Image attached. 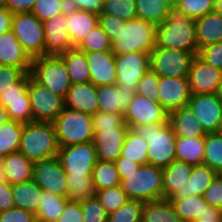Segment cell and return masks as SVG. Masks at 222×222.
<instances>
[{"instance_id":"obj_1","label":"cell","mask_w":222,"mask_h":222,"mask_svg":"<svg viewBox=\"0 0 222 222\" xmlns=\"http://www.w3.org/2000/svg\"><path fill=\"white\" fill-rule=\"evenodd\" d=\"M156 46L179 49L198 55L195 20L172 6L166 20L156 27Z\"/></svg>"},{"instance_id":"obj_2","label":"cell","mask_w":222,"mask_h":222,"mask_svg":"<svg viewBox=\"0 0 222 222\" xmlns=\"http://www.w3.org/2000/svg\"><path fill=\"white\" fill-rule=\"evenodd\" d=\"M148 142L147 164L165 168L176 160V139L169 123L138 125L129 128Z\"/></svg>"},{"instance_id":"obj_3","label":"cell","mask_w":222,"mask_h":222,"mask_svg":"<svg viewBox=\"0 0 222 222\" xmlns=\"http://www.w3.org/2000/svg\"><path fill=\"white\" fill-rule=\"evenodd\" d=\"M121 188L127 197L143 202L163 199V168L150 164L131 173H119Z\"/></svg>"},{"instance_id":"obj_4","label":"cell","mask_w":222,"mask_h":222,"mask_svg":"<svg viewBox=\"0 0 222 222\" xmlns=\"http://www.w3.org/2000/svg\"><path fill=\"white\" fill-rule=\"evenodd\" d=\"M156 27L155 24L140 18L122 20L117 37L111 41V51L115 55L133 52L150 53L156 46Z\"/></svg>"},{"instance_id":"obj_5","label":"cell","mask_w":222,"mask_h":222,"mask_svg":"<svg viewBox=\"0 0 222 222\" xmlns=\"http://www.w3.org/2000/svg\"><path fill=\"white\" fill-rule=\"evenodd\" d=\"M58 150L53 123L30 122L23 125L18 152L33 163L56 157Z\"/></svg>"},{"instance_id":"obj_6","label":"cell","mask_w":222,"mask_h":222,"mask_svg":"<svg viewBox=\"0 0 222 222\" xmlns=\"http://www.w3.org/2000/svg\"><path fill=\"white\" fill-rule=\"evenodd\" d=\"M59 147L93 141L92 116L64 107L53 123Z\"/></svg>"},{"instance_id":"obj_7","label":"cell","mask_w":222,"mask_h":222,"mask_svg":"<svg viewBox=\"0 0 222 222\" xmlns=\"http://www.w3.org/2000/svg\"><path fill=\"white\" fill-rule=\"evenodd\" d=\"M30 76L63 99L72 84L66 66L59 55L33 58Z\"/></svg>"},{"instance_id":"obj_8","label":"cell","mask_w":222,"mask_h":222,"mask_svg":"<svg viewBox=\"0 0 222 222\" xmlns=\"http://www.w3.org/2000/svg\"><path fill=\"white\" fill-rule=\"evenodd\" d=\"M11 30L32 59L45 55L43 22L32 13L14 14Z\"/></svg>"},{"instance_id":"obj_9","label":"cell","mask_w":222,"mask_h":222,"mask_svg":"<svg viewBox=\"0 0 222 222\" xmlns=\"http://www.w3.org/2000/svg\"><path fill=\"white\" fill-rule=\"evenodd\" d=\"M194 57L188 51L155 46L150 52L151 69L159 77L188 78Z\"/></svg>"},{"instance_id":"obj_10","label":"cell","mask_w":222,"mask_h":222,"mask_svg":"<svg viewBox=\"0 0 222 222\" xmlns=\"http://www.w3.org/2000/svg\"><path fill=\"white\" fill-rule=\"evenodd\" d=\"M27 90L32 110V122L54 123L64 108V99L35 81L30 73Z\"/></svg>"},{"instance_id":"obj_11","label":"cell","mask_w":222,"mask_h":222,"mask_svg":"<svg viewBox=\"0 0 222 222\" xmlns=\"http://www.w3.org/2000/svg\"><path fill=\"white\" fill-rule=\"evenodd\" d=\"M66 175L92 176L97 162V151L93 141L59 147L58 155Z\"/></svg>"},{"instance_id":"obj_12","label":"cell","mask_w":222,"mask_h":222,"mask_svg":"<svg viewBox=\"0 0 222 222\" xmlns=\"http://www.w3.org/2000/svg\"><path fill=\"white\" fill-rule=\"evenodd\" d=\"M116 85L134 89L141 78L151 69L150 53L133 52L115 55Z\"/></svg>"},{"instance_id":"obj_13","label":"cell","mask_w":222,"mask_h":222,"mask_svg":"<svg viewBox=\"0 0 222 222\" xmlns=\"http://www.w3.org/2000/svg\"><path fill=\"white\" fill-rule=\"evenodd\" d=\"M124 122L130 127L138 125H153L168 123L169 113L156 101L135 94L125 110Z\"/></svg>"},{"instance_id":"obj_14","label":"cell","mask_w":222,"mask_h":222,"mask_svg":"<svg viewBox=\"0 0 222 222\" xmlns=\"http://www.w3.org/2000/svg\"><path fill=\"white\" fill-rule=\"evenodd\" d=\"M187 106L206 134L222 132V101L217 94H192Z\"/></svg>"},{"instance_id":"obj_15","label":"cell","mask_w":222,"mask_h":222,"mask_svg":"<svg viewBox=\"0 0 222 222\" xmlns=\"http://www.w3.org/2000/svg\"><path fill=\"white\" fill-rule=\"evenodd\" d=\"M33 180L43 191L58 196H67V179L59 158L41 160L33 163Z\"/></svg>"},{"instance_id":"obj_16","label":"cell","mask_w":222,"mask_h":222,"mask_svg":"<svg viewBox=\"0 0 222 222\" xmlns=\"http://www.w3.org/2000/svg\"><path fill=\"white\" fill-rule=\"evenodd\" d=\"M159 103L170 114L188 105L192 95L189 79L180 77H160Z\"/></svg>"},{"instance_id":"obj_17","label":"cell","mask_w":222,"mask_h":222,"mask_svg":"<svg viewBox=\"0 0 222 222\" xmlns=\"http://www.w3.org/2000/svg\"><path fill=\"white\" fill-rule=\"evenodd\" d=\"M188 79L192 94H216L222 81V71L195 55Z\"/></svg>"},{"instance_id":"obj_18","label":"cell","mask_w":222,"mask_h":222,"mask_svg":"<svg viewBox=\"0 0 222 222\" xmlns=\"http://www.w3.org/2000/svg\"><path fill=\"white\" fill-rule=\"evenodd\" d=\"M67 13L57 14L43 22L45 55H60L74 48L69 38Z\"/></svg>"},{"instance_id":"obj_19","label":"cell","mask_w":222,"mask_h":222,"mask_svg":"<svg viewBox=\"0 0 222 222\" xmlns=\"http://www.w3.org/2000/svg\"><path fill=\"white\" fill-rule=\"evenodd\" d=\"M128 130L129 126L124 122L120 127L101 129L99 133H94L97 159L115 162L121 155Z\"/></svg>"},{"instance_id":"obj_20","label":"cell","mask_w":222,"mask_h":222,"mask_svg":"<svg viewBox=\"0 0 222 222\" xmlns=\"http://www.w3.org/2000/svg\"><path fill=\"white\" fill-rule=\"evenodd\" d=\"M135 94L134 89L116 84L97 86L98 111L124 114Z\"/></svg>"},{"instance_id":"obj_21","label":"cell","mask_w":222,"mask_h":222,"mask_svg":"<svg viewBox=\"0 0 222 222\" xmlns=\"http://www.w3.org/2000/svg\"><path fill=\"white\" fill-rule=\"evenodd\" d=\"M91 82L95 86L116 84L115 54L112 51L86 53Z\"/></svg>"},{"instance_id":"obj_22","label":"cell","mask_w":222,"mask_h":222,"mask_svg":"<svg viewBox=\"0 0 222 222\" xmlns=\"http://www.w3.org/2000/svg\"><path fill=\"white\" fill-rule=\"evenodd\" d=\"M64 107L92 116L98 111L97 86L92 82L71 84Z\"/></svg>"},{"instance_id":"obj_23","label":"cell","mask_w":222,"mask_h":222,"mask_svg":"<svg viewBox=\"0 0 222 222\" xmlns=\"http://www.w3.org/2000/svg\"><path fill=\"white\" fill-rule=\"evenodd\" d=\"M32 58L23 49L12 30L0 35V65L20 68L30 73Z\"/></svg>"},{"instance_id":"obj_24","label":"cell","mask_w":222,"mask_h":222,"mask_svg":"<svg viewBox=\"0 0 222 222\" xmlns=\"http://www.w3.org/2000/svg\"><path fill=\"white\" fill-rule=\"evenodd\" d=\"M69 38L76 47L94 28L99 25V14L68 7L66 10Z\"/></svg>"},{"instance_id":"obj_25","label":"cell","mask_w":222,"mask_h":222,"mask_svg":"<svg viewBox=\"0 0 222 222\" xmlns=\"http://www.w3.org/2000/svg\"><path fill=\"white\" fill-rule=\"evenodd\" d=\"M168 123L172 127L175 135L181 138L205 137L202 124L195 117L188 106H184L169 114Z\"/></svg>"},{"instance_id":"obj_26","label":"cell","mask_w":222,"mask_h":222,"mask_svg":"<svg viewBox=\"0 0 222 222\" xmlns=\"http://www.w3.org/2000/svg\"><path fill=\"white\" fill-rule=\"evenodd\" d=\"M218 173L206 164L193 166L188 183L183 189L176 190L169 198H184L187 196H203Z\"/></svg>"},{"instance_id":"obj_27","label":"cell","mask_w":222,"mask_h":222,"mask_svg":"<svg viewBox=\"0 0 222 222\" xmlns=\"http://www.w3.org/2000/svg\"><path fill=\"white\" fill-rule=\"evenodd\" d=\"M6 181L10 185L33 179V162L24 154L15 152L2 157Z\"/></svg>"},{"instance_id":"obj_28","label":"cell","mask_w":222,"mask_h":222,"mask_svg":"<svg viewBox=\"0 0 222 222\" xmlns=\"http://www.w3.org/2000/svg\"><path fill=\"white\" fill-rule=\"evenodd\" d=\"M193 165L175 160L163 168V199H168L176 190H181L188 183Z\"/></svg>"},{"instance_id":"obj_29","label":"cell","mask_w":222,"mask_h":222,"mask_svg":"<svg viewBox=\"0 0 222 222\" xmlns=\"http://www.w3.org/2000/svg\"><path fill=\"white\" fill-rule=\"evenodd\" d=\"M195 26L199 50L222 41V17L215 11L196 19Z\"/></svg>"},{"instance_id":"obj_30","label":"cell","mask_w":222,"mask_h":222,"mask_svg":"<svg viewBox=\"0 0 222 222\" xmlns=\"http://www.w3.org/2000/svg\"><path fill=\"white\" fill-rule=\"evenodd\" d=\"M59 56L66 66L72 84L91 82L90 68L85 52L74 47Z\"/></svg>"},{"instance_id":"obj_31","label":"cell","mask_w":222,"mask_h":222,"mask_svg":"<svg viewBox=\"0 0 222 222\" xmlns=\"http://www.w3.org/2000/svg\"><path fill=\"white\" fill-rule=\"evenodd\" d=\"M11 190L16 207L36 214L43 190L33 179L11 185Z\"/></svg>"},{"instance_id":"obj_32","label":"cell","mask_w":222,"mask_h":222,"mask_svg":"<svg viewBox=\"0 0 222 222\" xmlns=\"http://www.w3.org/2000/svg\"><path fill=\"white\" fill-rule=\"evenodd\" d=\"M205 137L176 139V160L193 166L203 164L205 156Z\"/></svg>"},{"instance_id":"obj_33","label":"cell","mask_w":222,"mask_h":222,"mask_svg":"<svg viewBox=\"0 0 222 222\" xmlns=\"http://www.w3.org/2000/svg\"><path fill=\"white\" fill-rule=\"evenodd\" d=\"M141 222H183L168 199L144 202Z\"/></svg>"},{"instance_id":"obj_34","label":"cell","mask_w":222,"mask_h":222,"mask_svg":"<svg viewBox=\"0 0 222 222\" xmlns=\"http://www.w3.org/2000/svg\"><path fill=\"white\" fill-rule=\"evenodd\" d=\"M174 211L183 222L198 219L209 206L203 196H187L184 198H168Z\"/></svg>"},{"instance_id":"obj_35","label":"cell","mask_w":222,"mask_h":222,"mask_svg":"<svg viewBox=\"0 0 222 222\" xmlns=\"http://www.w3.org/2000/svg\"><path fill=\"white\" fill-rule=\"evenodd\" d=\"M68 201L67 197L42 191L39 207L36 212L37 222H57Z\"/></svg>"},{"instance_id":"obj_36","label":"cell","mask_w":222,"mask_h":222,"mask_svg":"<svg viewBox=\"0 0 222 222\" xmlns=\"http://www.w3.org/2000/svg\"><path fill=\"white\" fill-rule=\"evenodd\" d=\"M171 7L170 0H136L137 18L157 26L166 20Z\"/></svg>"},{"instance_id":"obj_37","label":"cell","mask_w":222,"mask_h":222,"mask_svg":"<svg viewBox=\"0 0 222 222\" xmlns=\"http://www.w3.org/2000/svg\"><path fill=\"white\" fill-rule=\"evenodd\" d=\"M67 179V199L82 202L89 198L96 197V187L92 176H72L66 175Z\"/></svg>"},{"instance_id":"obj_38","label":"cell","mask_w":222,"mask_h":222,"mask_svg":"<svg viewBox=\"0 0 222 222\" xmlns=\"http://www.w3.org/2000/svg\"><path fill=\"white\" fill-rule=\"evenodd\" d=\"M23 123L9 120L0 127V156L18 152Z\"/></svg>"},{"instance_id":"obj_39","label":"cell","mask_w":222,"mask_h":222,"mask_svg":"<svg viewBox=\"0 0 222 222\" xmlns=\"http://www.w3.org/2000/svg\"><path fill=\"white\" fill-rule=\"evenodd\" d=\"M96 190L115 187L121 184L119 172L114 162L97 160L92 171Z\"/></svg>"},{"instance_id":"obj_40","label":"cell","mask_w":222,"mask_h":222,"mask_svg":"<svg viewBox=\"0 0 222 222\" xmlns=\"http://www.w3.org/2000/svg\"><path fill=\"white\" fill-rule=\"evenodd\" d=\"M147 149L148 142L129 129L120 156L141 165L147 164Z\"/></svg>"},{"instance_id":"obj_41","label":"cell","mask_w":222,"mask_h":222,"mask_svg":"<svg viewBox=\"0 0 222 222\" xmlns=\"http://www.w3.org/2000/svg\"><path fill=\"white\" fill-rule=\"evenodd\" d=\"M205 156L203 164L217 173L222 171V132L207 133L205 136Z\"/></svg>"},{"instance_id":"obj_42","label":"cell","mask_w":222,"mask_h":222,"mask_svg":"<svg viewBox=\"0 0 222 222\" xmlns=\"http://www.w3.org/2000/svg\"><path fill=\"white\" fill-rule=\"evenodd\" d=\"M111 40L98 25L76 46V48L85 53L111 51Z\"/></svg>"},{"instance_id":"obj_43","label":"cell","mask_w":222,"mask_h":222,"mask_svg":"<svg viewBox=\"0 0 222 222\" xmlns=\"http://www.w3.org/2000/svg\"><path fill=\"white\" fill-rule=\"evenodd\" d=\"M144 202L128 199L125 204L108 214L107 222H141Z\"/></svg>"},{"instance_id":"obj_44","label":"cell","mask_w":222,"mask_h":222,"mask_svg":"<svg viewBox=\"0 0 222 222\" xmlns=\"http://www.w3.org/2000/svg\"><path fill=\"white\" fill-rule=\"evenodd\" d=\"M96 197L108 214L120 208L129 199L120 185L97 190Z\"/></svg>"},{"instance_id":"obj_45","label":"cell","mask_w":222,"mask_h":222,"mask_svg":"<svg viewBox=\"0 0 222 222\" xmlns=\"http://www.w3.org/2000/svg\"><path fill=\"white\" fill-rule=\"evenodd\" d=\"M68 9L67 0H36L31 13L41 22L51 19Z\"/></svg>"},{"instance_id":"obj_46","label":"cell","mask_w":222,"mask_h":222,"mask_svg":"<svg viewBox=\"0 0 222 222\" xmlns=\"http://www.w3.org/2000/svg\"><path fill=\"white\" fill-rule=\"evenodd\" d=\"M101 13H108L129 21L137 18L136 0H104Z\"/></svg>"},{"instance_id":"obj_47","label":"cell","mask_w":222,"mask_h":222,"mask_svg":"<svg viewBox=\"0 0 222 222\" xmlns=\"http://www.w3.org/2000/svg\"><path fill=\"white\" fill-rule=\"evenodd\" d=\"M9 119L23 124L32 122L30 99L6 100Z\"/></svg>"},{"instance_id":"obj_48","label":"cell","mask_w":222,"mask_h":222,"mask_svg":"<svg viewBox=\"0 0 222 222\" xmlns=\"http://www.w3.org/2000/svg\"><path fill=\"white\" fill-rule=\"evenodd\" d=\"M215 0H181L176 6L189 18L196 20L214 11Z\"/></svg>"},{"instance_id":"obj_49","label":"cell","mask_w":222,"mask_h":222,"mask_svg":"<svg viewBox=\"0 0 222 222\" xmlns=\"http://www.w3.org/2000/svg\"><path fill=\"white\" fill-rule=\"evenodd\" d=\"M83 222H107L108 213L97 199L89 198L81 202Z\"/></svg>"},{"instance_id":"obj_50","label":"cell","mask_w":222,"mask_h":222,"mask_svg":"<svg viewBox=\"0 0 222 222\" xmlns=\"http://www.w3.org/2000/svg\"><path fill=\"white\" fill-rule=\"evenodd\" d=\"M159 79L160 77L152 69H150L139 81L136 93L153 101L159 102Z\"/></svg>"},{"instance_id":"obj_51","label":"cell","mask_w":222,"mask_h":222,"mask_svg":"<svg viewBox=\"0 0 222 222\" xmlns=\"http://www.w3.org/2000/svg\"><path fill=\"white\" fill-rule=\"evenodd\" d=\"M123 123V114L97 111L92 115L94 133H99L101 129H112L120 127Z\"/></svg>"},{"instance_id":"obj_52","label":"cell","mask_w":222,"mask_h":222,"mask_svg":"<svg viewBox=\"0 0 222 222\" xmlns=\"http://www.w3.org/2000/svg\"><path fill=\"white\" fill-rule=\"evenodd\" d=\"M29 73H25L15 84L0 94V104L6 106V100L29 99L28 87Z\"/></svg>"},{"instance_id":"obj_53","label":"cell","mask_w":222,"mask_h":222,"mask_svg":"<svg viewBox=\"0 0 222 222\" xmlns=\"http://www.w3.org/2000/svg\"><path fill=\"white\" fill-rule=\"evenodd\" d=\"M198 56L207 64L222 71V41L202 47Z\"/></svg>"},{"instance_id":"obj_54","label":"cell","mask_w":222,"mask_h":222,"mask_svg":"<svg viewBox=\"0 0 222 222\" xmlns=\"http://www.w3.org/2000/svg\"><path fill=\"white\" fill-rule=\"evenodd\" d=\"M24 74L18 67L0 65V94L10 89Z\"/></svg>"},{"instance_id":"obj_55","label":"cell","mask_w":222,"mask_h":222,"mask_svg":"<svg viewBox=\"0 0 222 222\" xmlns=\"http://www.w3.org/2000/svg\"><path fill=\"white\" fill-rule=\"evenodd\" d=\"M0 222H37L36 214L18 207L0 213Z\"/></svg>"},{"instance_id":"obj_56","label":"cell","mask_w":222,"mask_h":222,"mask_svg":"<svg viewBox=\"0 0 222 222\" xmlns=\"http://www.w3.org/2000/svg\"><path fill=\"white\" fill-rule=\"evenodd\" d=\"M203 198L209 206L218 207L222 210V179L219 175L215 177L211 185L204 192Z\"/></svg>"},{"instance_id":"obj_57","label":"cell","mask_w":222,"mask_h":222,"mask_svg":"<svg viewBox=\"0 0 222 222\" xmlns=\"http://www.w3.org/2000/svg\"><path fill=\"white\" fill-rule=\"evenodd\" d=\"M57 222H83L81 202L69 200Z\"/></svg>"},{"instance_id":"obj_58","label":"cell","mask_w":222,"mask_h":222,"mask_svg":"<svg viewBox=\"0 0 222 222\" xmlns=\"http://www.w3.org/2000/svg\"><path fill=\"white\" fill-rule=\"evenodd\" d=\"M120 22H122V19L118 18L117 16L108 13L99 14V25L103 28L104 32L111 41L117 37Z\"/></svg>"},{"instance_id":"obj_59","label":"cell","mask_w":222,"mask_h":222,"mask_svg":"<svg viewBox=\"0 0 222 222\" xmlns=\"http://www.w3.org/2000/svg\"><path fill=\"white\" fill-rule=\"evenodd\" d=\"M68 7L100 14L104 0H67Z\"/></svg>"},{"instance_id":"obj_60","label":"cell","mask_w":222,"mask_h":222,"mask_svg":"<svg viewBox=\"0 0 222 222\" xmlns=\"http://www.w3.org/2000/svg\"><path fill=\"white\" fill-rule=\"evenodd\" d=\"M11 185L6 180H0V213L14 208Z\"/></svg>"},{"instance_id":"obj_61","label":"cell","mask_w":222,"mask_h":222,"mask_svg":"<svg viewBox=\"0 0 222 222\" xmlns=\"http://www.w3.org/2000/svg\"><path fill=\"white\" fill-rule=\"evenodd\" d=\"M36 0H6L7 9L13 14L31 13Z\"/></svg>"},{"instance_id":"obj_62","label":"cell","mask_w":222,"mask_h":222,"mask_svg":"<svg viewBox=\"0 0 222 222\" xmlns=\"http://www.w3.org/2000/svg\"><path fill=\"white\" fill-rule=\"evenodd\" d=\"M221 216L222 210L220 208L208 206L198 219L189 222H221Z\"/></svg>"},{"instance_id":"obj_63","label":"cell","mask_w":222,"mask_h":222,"mask_svg":"<svg viewBox=\"0 0 222 222\" xmlns=\"http://www.w3.org/2000/svg\"><path fill=\"white\" fill-rule=\"evenodd\" d=\"M114 163L119 173H131L141 166V164L121 156Z\"/></svg>"},{"instance_id":"obj_64","label":"cell","mask_w":222,"mask_h":222,"mask_svg":"<svg viewBox=\"0 0 222 222\" xmlns=\"http://www.w3.org/2000/svg\"><path fill=\"white\" fill-rule=\"evenodd\" d=\"M13 16L7 8L0 9V35L11 30Z\"/></svg>"},{"instance_id":"obj_65","label":"cell","mask_w":222,"mask_h":222,"mask_svg":"<svg viewBox=\"0 0 222 222\" xmlns=\"http://www.w3.org/2000/svg\"><path fill=\"white\" fill-rule=\"evenodd\" d=\"M9 120L6 108L0 104V127Z\"/></svg>"},{"instance_id":"obj_66","label":"cell","mask_w":222,"mask_h":222,"mask_svg":"<svg viewBox=\"0 0 222 222\" xmlns=\"http://www.w3.org/2000/svg\"><path fill=\"white\" fill-rule=\"evenodd\" d=\"M214 11L222 17V0H215Z\"/></svg>"},{"instance_id":"obj_67","label":"cell","mask_w":222,"mask_h":222,"mask_svg":"<svg viewBox=\"0 0 222 222\" xmlns=\"http://www.w3.org/2000/svg\"><path fill=\"white\" fill-rule=\"evenodd\" d=\"M0 180H6L5 171L2 165V157L0 156Z\"/></svg>"},{"instance_id":"obj_68","label":"cell","mask_w":222,"mask_h":222,"mask_svg":"<svg viewBox=\"0 0 222 222\" xmlns=\"http://www.w3.org/2000/svg\"><path fill=\"white\" fill-rule=\"evenodd\" d=\"M216 94L218 98L222 101V81H221V84L219 85V88Z\"/></svg>"},{"instance_id":"obj_69","label":"cell","mask_w":222,"mask_h":222,"mask_svg":"<svg viewBox=\"0 0 222 222\" xmlns=\"http://www.w3.org/2000/svg\"><path fill=\"white\" fill-rule=\"evenodd\" d=\"M7 8L6 0H0V9Z\"/></svg>"},{"instance_id":"obj_70","label":"cell","mask_w":222,"mask_h":222,"mask_svg":"<svg viewBox=\"0 0 222 222\" xmlns=\"http://www.w3.org/2000/svg\"><path fill=\"white\" fill-rule=\"evenodd\" d=\"M181 0H170L172 6H176Z\"/></svg>"},{"instance_id":"obj_71","label":"cell","mask_w":222,"mask_h":222,"mask_svg":"<svg viewBox=\"0 0 222 222\" xmlns=\"http://www.w3.org/2000/svg\"><path fill=\"white\" fill-rule=\"evenodd\" d=\"M218 175L221 177V179H222V171H220L219 173H218Z\"/></svg>"}]
</instances>
